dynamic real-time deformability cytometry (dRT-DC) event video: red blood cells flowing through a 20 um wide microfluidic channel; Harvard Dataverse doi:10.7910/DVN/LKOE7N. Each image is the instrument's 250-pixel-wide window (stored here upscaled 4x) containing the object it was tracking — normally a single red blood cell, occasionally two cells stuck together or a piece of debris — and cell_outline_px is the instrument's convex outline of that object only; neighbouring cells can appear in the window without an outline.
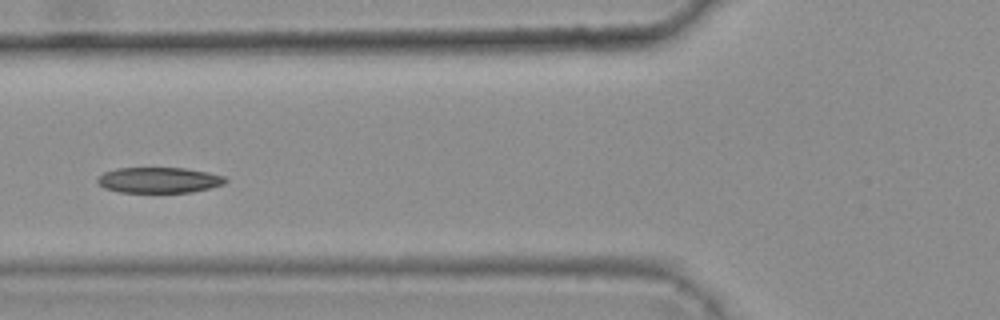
{"species": "common noctule bat (a hibernating species)", "species_latin": "Nyctalus noctula", "temperature_condition": "warm", "stored_images_in_passage": 6, "camera_frame_rate_fps": 3000, "um_per_image_px": 0.085, "animal": {"sex": "female", "body_mass_g": 25.1}, "frame": {"image": 1, "passage_image": 3, "time_ms": 0.667, "image_size_px": [1000, 320], "cell_outline_px": [[228, 180], [224, 184], [192, 192], [120, 192], [104, 188], [96, 180], [104, 172], [116, 168], [184, 168], [208, 172], [224, 176]], "centroid_in_image_um": [13.52, 15.3], "position_along_channel_um": 112.3, "area_um2": 19.02}}
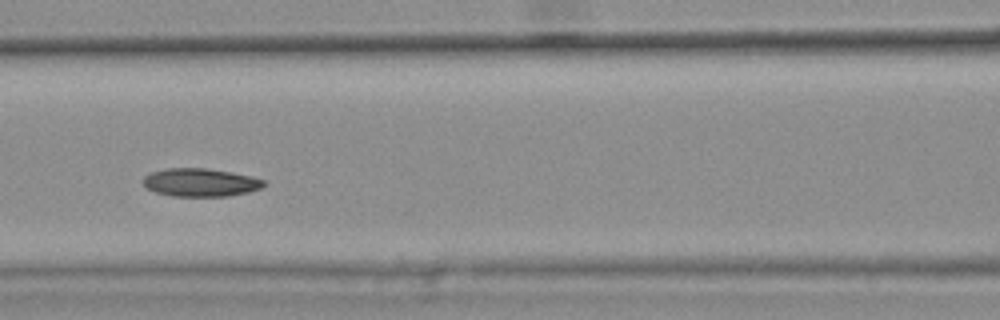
{"frame": {"image": 2, "passage_image": 4, "time_ms": 1.0, "image_size_px": [1000, 320], "cell_outline_px": [[268, 184], [260, 188], [248, 192], [228, 196], [172, 196], [156, 192], [148, 188], [140, 180], [144, 176], [152, 172], [168, 168], [204, 168], [232, 172], [252, 176], [264, 180]], "centroid_in_image_um": [17.05, 15.5], "position_along_channel_um": 149.5, "area_um2": 19.83}}